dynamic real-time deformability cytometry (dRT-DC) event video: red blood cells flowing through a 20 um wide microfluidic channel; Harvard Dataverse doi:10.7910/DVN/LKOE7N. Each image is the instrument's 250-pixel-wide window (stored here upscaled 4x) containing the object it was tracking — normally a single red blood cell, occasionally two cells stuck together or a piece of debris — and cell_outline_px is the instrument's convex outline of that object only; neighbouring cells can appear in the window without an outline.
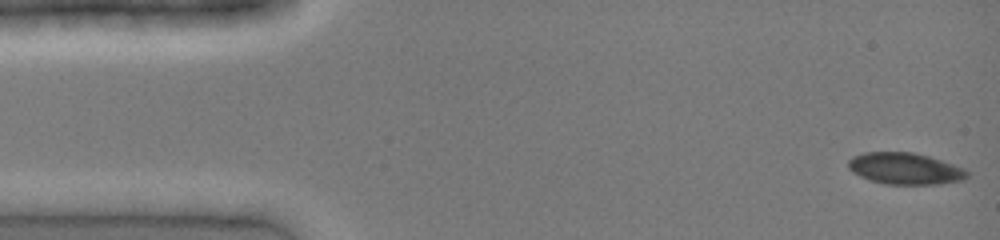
{"species": "common noctule bat (a hibernating species)", "species_latin": "Nyctalus noctula", "temperature_condition": "cold", "stored_images_in_passage": 42, "camera_frame_rate_fps": 3000, "um_per_image_px": 0.085, "animal": {"sex": "female", "body_mass_g": 19.0, "forearm_length_mm": 51.5}, "frame": {"image": 1, "passage_image": 1, "time_ms": 0.0, "image_size_px": [1000, 240], "cell_outline_px": [[968, 176], [964, 180], [940, 184], [884, 184], [860, 176], [852, 172], [848, 168], [848, 160], [852, 156], [864, 152], [912, 152], [928, 156], [964, 168], [968, 172]], "centroid_in_image_um": [76.92, 14.33], "position_along_channel_um": 8.1, "area_um2": 21.85}}
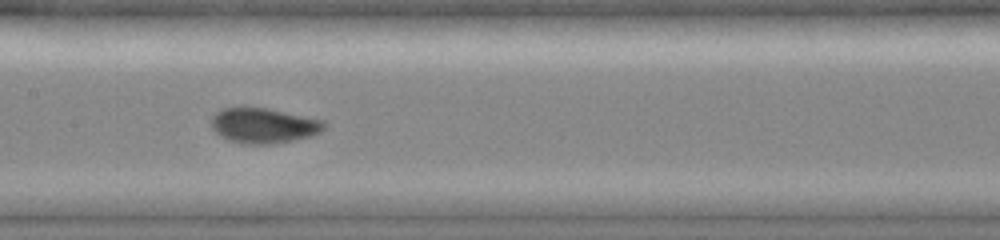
{"frame": {"image": 2, "passage_image": 20, "time_ms": 6.333, "image_size_px": [1000, 240], "cell_outline_px": [[324, 128], [320, 132], [312, 136], [292, 140], [268, 144], [244, 144], [228, 140], [220, 136], [212, 128], [212, 116], [216, 112], [224, 108], [268, 108], [324, 120]], "centroid_in_image_um": [22.4, 10.68], "position_along_channel_um": 185.0, "area_um2": 22.95}}
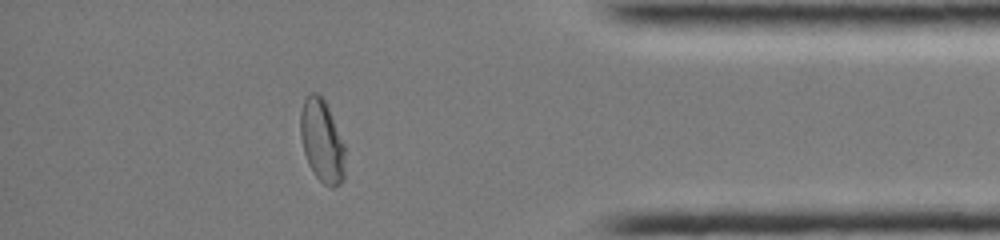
{"frame": {"image": 3, "passage_image": 36, "time_ms": 11.667, "image_size_px": [1000, 240], "cell_outline_px": [[344, 180], [340, 184], [332, 188], [324, 184], [316, 176], [308, 164], [304, 152], [300, 136], [300, 112], [304, 100], [308, 92], [316, 92], [324, 100], [328, 108], [344, 144]], "centroid_in_image_um": [27.35, 11.99], "position_along_channel_um": 407.9, "area_um2": 21.44}}